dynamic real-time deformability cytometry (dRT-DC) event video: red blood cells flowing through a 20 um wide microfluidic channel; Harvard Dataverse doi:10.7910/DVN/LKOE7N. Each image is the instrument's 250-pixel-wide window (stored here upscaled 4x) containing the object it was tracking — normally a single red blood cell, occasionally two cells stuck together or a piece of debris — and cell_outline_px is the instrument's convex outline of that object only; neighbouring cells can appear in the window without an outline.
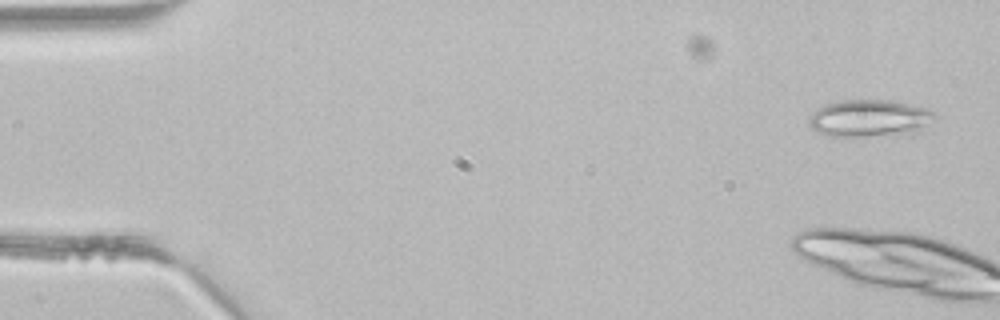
{"species": "common noctule bat (a hibernating species)", "species_latin": "Nyctalus noctula", "temperature_condition": "room temperature", "stored_images_in_passage": 2, "camera_frame_rate_fps": 3000, "um_per_image_px": 0.085, "animal": {"sex": "male", "body_mass_g": 21.5, "forearm_length_mm": 52.0}, "frame": {"image": 1, "passage_image": 2, "time_ms": 0.333, "image_size_px": [1000, 320], "cell_outline_px": [[936, 120], [912, 136], [828, 136], [816, 132], [808, 124], [808, 116], [816, 108], [824, 104], [844, 100], [892, 100], [924, 108], [936, 112]], "centroid_in_image_um": [73.95, 10.08], "position_along_channel_um": 11.1, "area_um2": 28.15}}